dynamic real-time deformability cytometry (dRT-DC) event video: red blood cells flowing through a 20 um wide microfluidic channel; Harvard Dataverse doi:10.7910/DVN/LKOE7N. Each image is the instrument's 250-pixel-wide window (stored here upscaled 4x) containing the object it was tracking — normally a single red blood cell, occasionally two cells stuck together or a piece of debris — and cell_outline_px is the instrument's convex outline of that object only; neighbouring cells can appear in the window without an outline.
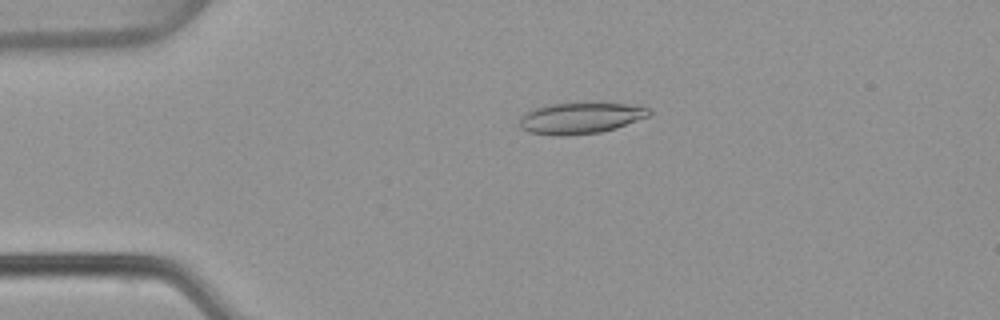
{"species": "common noctule bat (a hibernating species)", "species_latin": "Nyctalus noctula", "temperature_condition": "warm", "stored_images_in_passage": 54, "camera_frame_rate_fps": 3000, "um_per_image_px": 0.085, "animal": {"sex": "female", "body_mass_g": 22.7, "forearm_length_mm": 54.2}, "frame": {"image": 1, "passage_image": 12, "time_ms": 3.667, "image_size_px": [1000, 320], "cell_outline_px": [[652, 112], [648, 116], [616, 128], [600, 132], [568, 136], [552, 136], [528, 132], [520, 128], [520, 116], [524, 112], [536, 108], [552, 104], [624, 104], [648, 108]], "centroid_in_image_um": [49.27, 10.07], "position_along_channel_um": 35.7, "area_um2": 23.24}}
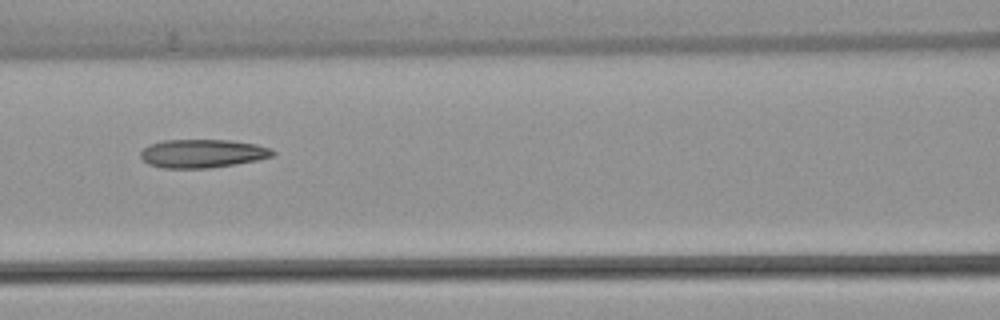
{"frame": {"image": 2, "passage_image": 24, "time_ms": 7.667, "image_size_px": [1000, 320], "cell_outline_px": [[276, 152], [272, 156], [256, 160], [236, 164], [208, 168], [160, 168], [148, 164], [140, 156], [140, 152], [148, 144], [164, 140], [228, 140], [256, 144], [272, 148]], "centroid_in_image_um": [17.19, 13.04], "position_along_channel_um": 149.4, "area_um2": 21.96}}
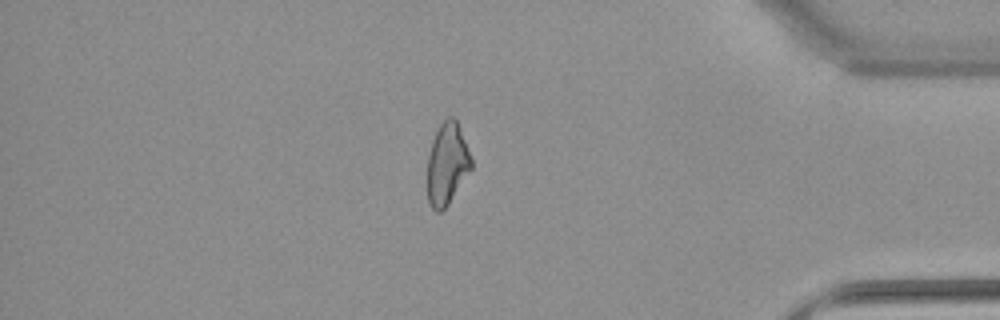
{"frame": {"image": 3, "passage_image": 46, "time_ms": 15.0, "image_size_px": [1000, 320], "cell_outline_px": [[472, 168], [448, 204], [440, 212], [436, 212], [432, 208], [428, 200], [428, 156], [432, 140], [440, 124], [448, 116], [452, 116], [456, 120], [472, 160]], "centroid_in_image_um": [37.99, 13.94], "position_along_channel_um": 397.2, "area_um2": 20.58}, "authors_computed_cell_mechanics": {"area_um2": 22.5131, "velocity_mm_per_s": 3.8423, "shape_relaxation_time_tau1_ms": null, "shape_relaxation_time_tau2_ms": 3.6567, "deformation_change_tau1": null, "deformation_change_tau2": 0.1334}}